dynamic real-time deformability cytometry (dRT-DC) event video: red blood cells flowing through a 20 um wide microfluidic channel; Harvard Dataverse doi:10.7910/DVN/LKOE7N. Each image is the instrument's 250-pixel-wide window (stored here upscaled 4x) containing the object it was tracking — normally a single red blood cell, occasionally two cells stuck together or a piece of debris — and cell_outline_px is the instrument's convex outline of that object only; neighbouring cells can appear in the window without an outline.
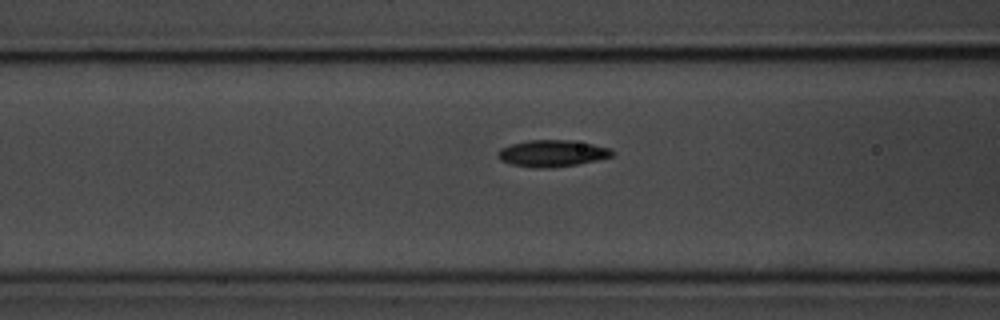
{"species": "common noctule bat (a hibernating species)", "species_latin": "Nyctalus noctula", "temperature_condition": "room temperature", "stored_images_in_passage": 18, "camera_frame_rate_fps": 3000, "um_per_image_px": 0.085, "animal": {"sex": "male", "body_mass_g": 20.1, "forearm_length_mm": 53.5}, "frame": {"image": 1, "passage_image": 16, "time_ms": 5.0, "image_size_px": [1000, 320], "cell_outline_px": [[616, 152], [612, 156], [596, 160], [576, 164], [548, 168], [532, 168], [508, 164], [500, 160], [496, 156], [496, 152], [500, 148], [512, 144], [528, 140], [572, 140], [612, 148]], "centroid_in_image_um": [46.9, 13.04], "position_along_channel_um": 119.7, "area_um2": 17.98}}